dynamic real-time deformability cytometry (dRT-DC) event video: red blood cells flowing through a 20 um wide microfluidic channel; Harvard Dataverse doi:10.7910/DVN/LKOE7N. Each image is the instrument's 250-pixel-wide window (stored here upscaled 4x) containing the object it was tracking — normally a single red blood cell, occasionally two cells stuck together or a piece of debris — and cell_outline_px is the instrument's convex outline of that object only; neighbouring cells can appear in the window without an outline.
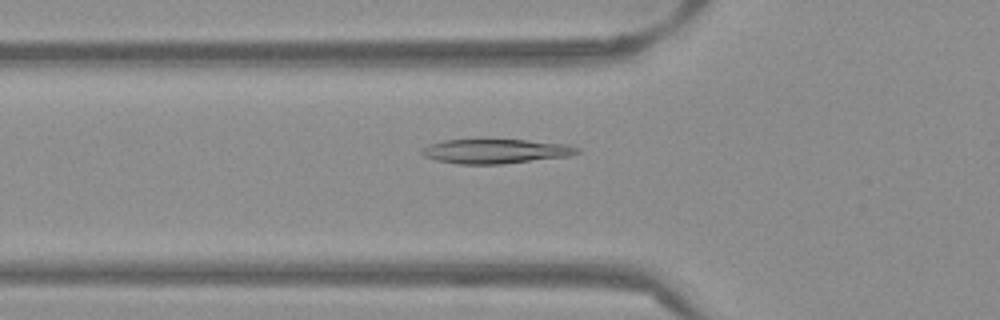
{"species": "Egyptian fruit bat (a non-hibernating species)", "species_latin": "Rousettus aegyptiacus", "temperature_condition": "warm", "stored_images_in_passage": 52, "camera_frame_rate_fps": 3000, "um_per_image_px": 0.085, "frame": {"image": 1, "passage_image": 18, "time_ms": 5.667, "image_size_px": [1000, 320], "cell_outline_px": [[580, 152], [568, 156], [504, 164], [460, 164], [436, 160], [424, 156], [420, 152], [428, 144], [444, 140], [480, 136], [528, 140], [568, 144], [580, 148]], "centroid_in_image_um": [42.09, 12.8], "position_along_channel_um": 83.7, "area_um2": 23.29}}
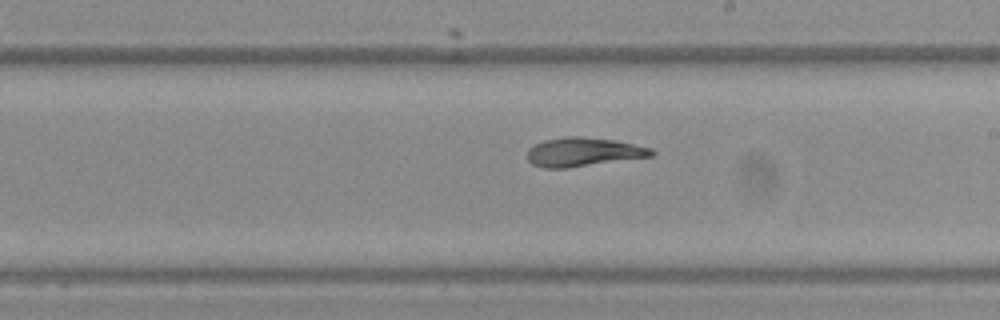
{"frame": {"image": 2, "passage_image": 30, "time_ms": 9.667, "image_size_px": [1000, 320], "cell_outline_px": [[656, 152], [652, 156], [568, 168], [544, 168], [532, 164], [528, 160], [528, 148], [532, 144], [544, 140], [568, 136], [580, 136], [616, 140], [652, 148]], "centroid_in_image_um": [49.57, 12.91], "position_along_channel_um": 239.4, "area_um2": 21.04}}
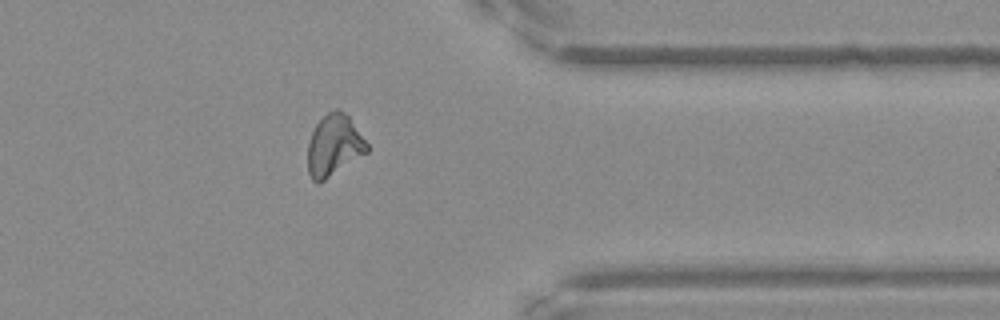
{"frame": {"image": 3, "passage_image": 42, "time_ms": 13.667, "image_size_px": [1000, 320], "cell_outline_px": [[368, 152], [320, 184], [316, 184], [312, 180], [308, 172], [308, 144], [312, 132], [316, 124], [328, 112], [336, 108], [344, 112], [348, 116], [368, 144]], "centroid_in_image_um": [28.38, 12.4], "position_along_channel_um": 383.0, "area_um2": 21.21}, "authors_computed_cell_mechanics": {"area_um2": 21.2993, "velocity_mm_per_s": 3.865, "shape_relaxation_time_tau1_ms": 7.6779, "shape_relaxation_time_tau2_ms": 2.9619, "deformation_change_tau1": 0.227, "deformation_change_tau2": 0.0869}}